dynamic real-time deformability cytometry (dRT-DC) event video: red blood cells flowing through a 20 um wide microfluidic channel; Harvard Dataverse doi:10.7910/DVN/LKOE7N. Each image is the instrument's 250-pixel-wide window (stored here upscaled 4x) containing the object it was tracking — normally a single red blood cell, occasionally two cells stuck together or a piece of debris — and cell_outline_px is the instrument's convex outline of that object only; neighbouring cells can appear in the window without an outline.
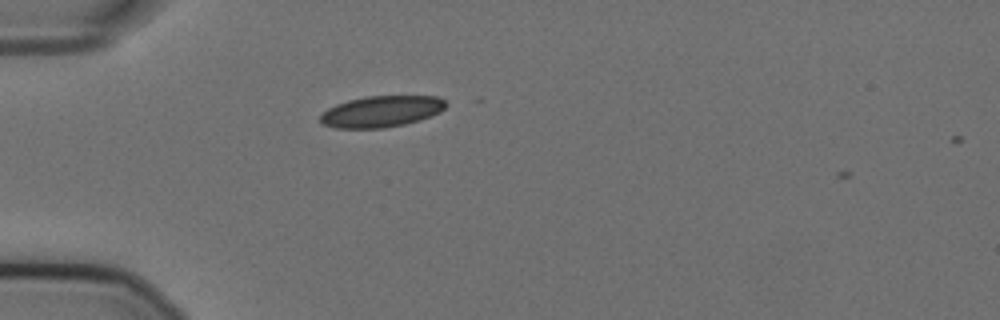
{"species": "Egyptian fruit bat (a non-hibernating species)", "species_latin": "Rousettus aegyptiacus", "temperature_condition": "cold", "stored_images_in_passage": 5, "camera_frame_rate_fps": 3000, "um_per_image_px": 0.085, "animal": {"sex": "female"}, "frame": {"image": 1, "passage_image": 4, "time_ms": 1.0, "image_size_px": [1000, 320], "cell_outline_px": [[448, 104], [440, 112], [432, 116], [420, 120], [404, 124], [384, 128], [336, 128], [324, 124], [320, 120], [320, 116], [328, 108], [336, 104], [348, 100], [364, 96], [436, 96], [444, 100]], "centroid_in_image_um": [32.44, 9.47], "position_along_channel_um": 52.6, "area_um2": 22.89}}